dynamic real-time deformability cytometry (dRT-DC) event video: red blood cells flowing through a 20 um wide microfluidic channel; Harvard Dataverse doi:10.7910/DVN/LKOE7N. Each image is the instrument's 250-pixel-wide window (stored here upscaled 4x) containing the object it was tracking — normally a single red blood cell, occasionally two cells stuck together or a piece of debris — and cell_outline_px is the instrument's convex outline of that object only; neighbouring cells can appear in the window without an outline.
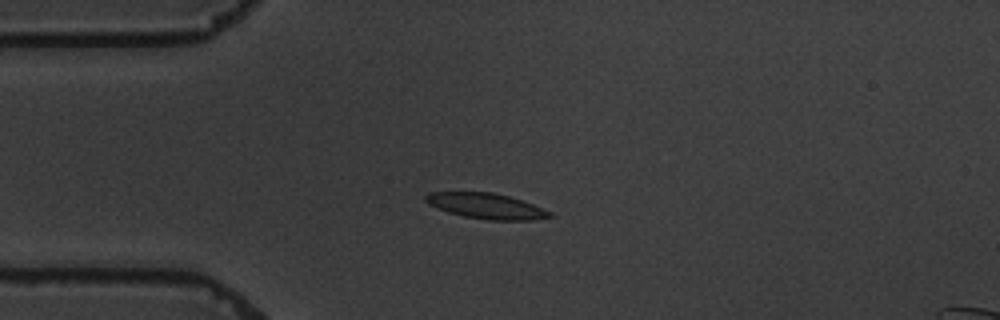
{"species": "common noctule bat (a hibernating species)", "species_latin": "Nyctalus noctula", "temperature_condition": "warm", "stored_images_in_passage": 5, "camera_frame_rate_fps": 3000, "um_per_image_px": 0.085, "animal": {"sex": "male", "body_mass_g": 19.5, "forearm_length_mm": 54.6}, "frame": {"image": 1, "passage_image": 3, "time_ms": 2.333, "image_size_px": [1000, 320], "cell_outline_px": [[556, 216], [532, 220], [488, 220], [464, 216], [448, 212], [428, 204], [424, 200], [424, 196], [428, 192], [492, 192], [508, 196], [532, 204], [552, 212]], "centroid_in_image_um": [41.32, 17.51], "position_along_channel_um": 43.7, "area_um2": 18.44}}